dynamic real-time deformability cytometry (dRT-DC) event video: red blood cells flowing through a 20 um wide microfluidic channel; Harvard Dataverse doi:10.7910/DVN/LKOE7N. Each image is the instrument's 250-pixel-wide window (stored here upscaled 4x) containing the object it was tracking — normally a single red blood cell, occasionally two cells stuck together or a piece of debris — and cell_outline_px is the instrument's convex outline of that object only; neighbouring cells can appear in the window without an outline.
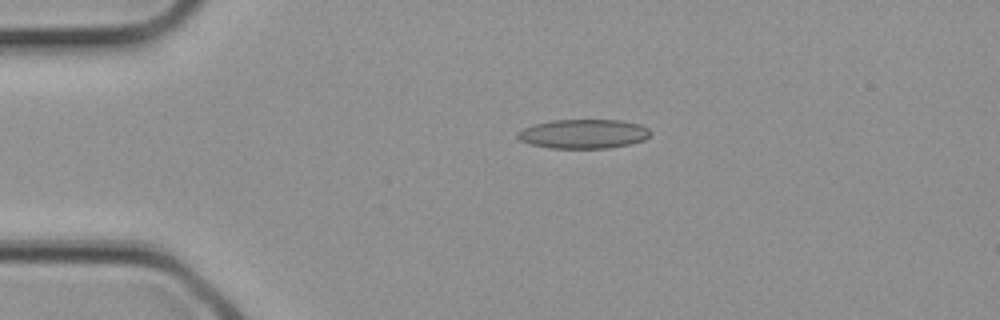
{"species": "common noctule bat (a hibernating species)", "species_latin": "Nyctalus noctula", "temperature_condition": "cold", "stored_images_in_passage": 2, "camera_frame_rate_fps": 3000, "um_per_image_px": 0.085, "animal": {"sex": "female", "body_mass_g": 21.9}, "frame": {"image": 1, "passage_image": 1, "time_ms": 0.0, "image_size_px": [1000, 320], "cell_outline_px": [[652, 136], [644, 140], [632, 144], [608, 148], [548, 148], [528, 144], [520, 140], [516, 136], [516, 132], [532, 124], [552, 120], [620, 120], [640, 124], [648, 128], [652, 132]], "centroid_in_image_um": [49.6, 11.38], "position_along_channel_um": 35.4, "area_um2": 23.0}}
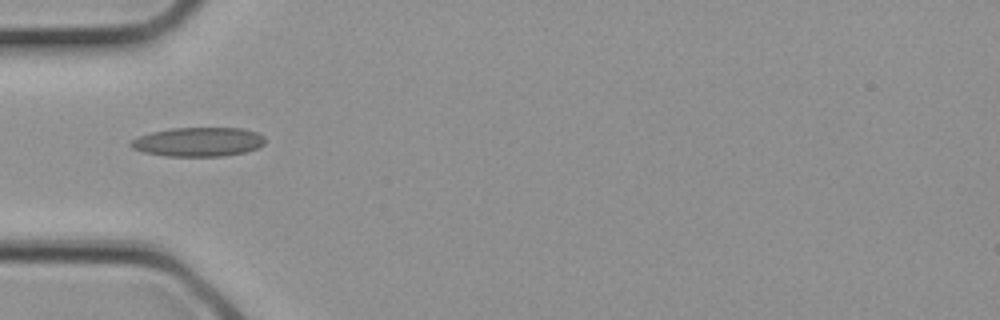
{"frame": {"image": 2, "passage_image": 2, "time_ms": 0.333, "image_size_px": [1000, 320], "cell_outline_px": [[264, 144], [256, 148], [244, 152], [224, 156], [164, 156], [144, 152], [132, 148], [128, 144], [136, 136], [152, 132], [172, 128], [244, 128], [256, 132], [264, 136]], "centroid_in_image_um": [16.83, 12.06], "position_along_channel_um": 68.2, "area_um2": 22.83}}